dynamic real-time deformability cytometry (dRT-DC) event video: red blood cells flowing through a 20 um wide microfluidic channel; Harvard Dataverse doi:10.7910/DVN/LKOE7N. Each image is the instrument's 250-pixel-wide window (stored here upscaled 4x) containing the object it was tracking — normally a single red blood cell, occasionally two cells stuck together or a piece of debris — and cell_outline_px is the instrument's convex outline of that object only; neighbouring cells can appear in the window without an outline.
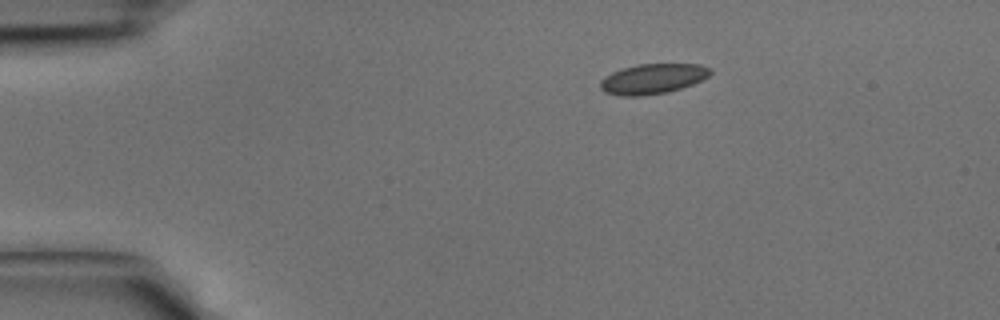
{"species": "common noctule bat (a hibernating species)", "species_latin": "Nyctalus noctula", "temperature_condition": "cold", "stored_images_in_passage": 35, "camera_frame_rate_fps": 3000, "um_per_image_px": 0.085, "animal": {"sex": "male", "body_mass_g": 15.6}, "frame": {"image": 1, "passage_image": 1, "time_ms": 0.0, "image_size_px": [1000, 320], "cell_outline_px": [[712, 72], [708, 76], [692, 84], [668, 92], [640, 96], [620, 96], [604, 92], [600, 88], [600, 80], [604, 76], [612, 72], [636, 64], [700, 64], [712, 68]], "centroid_in_image_um": [55.46, 6.7], "position_along_channel_um": 29.5, "area_um2": 19.36}}
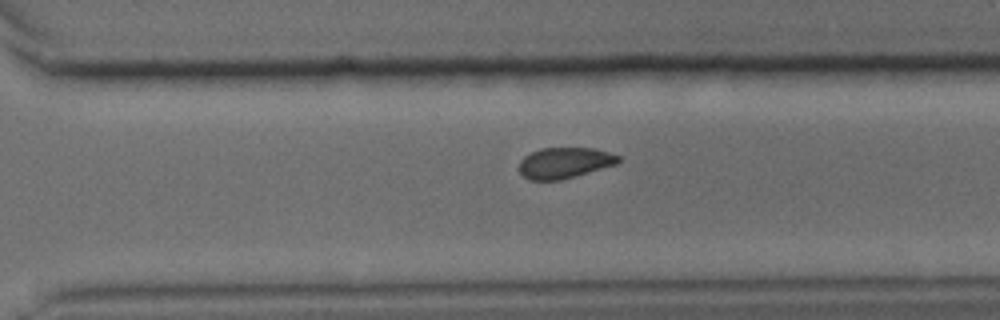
{"frame": {"image": 2, "passage_image": 23, "time_ms": 7.333, "image_size_px": [1000, 320], "cell_outline_px": [[620, 160], [616, 164], [560, 180], [528, 180], [520, 172], [520, 160], [524, 156], [540, 148], [592, 148], [608, 152], [620, 156]], "centroid_in_image_um": [47.96, 13.83], "position_along_channel_um": 322.6, "area_um2": 17.63}}
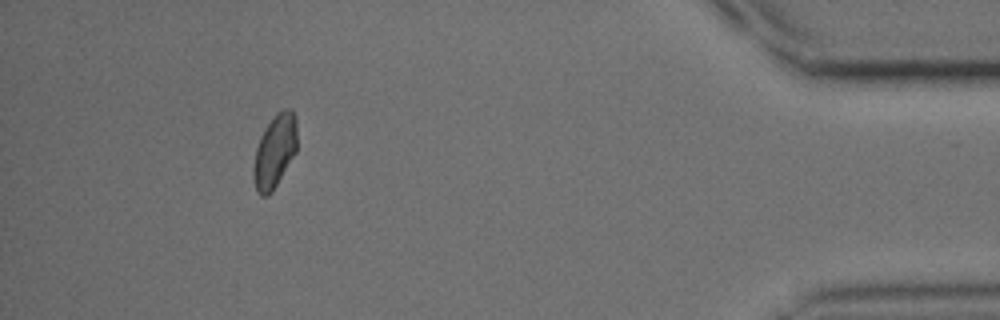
{"frame": {"image": 3, "passage_image": 32, "time_ms": 10.333, "image_size_px": [1000, 320], "cell_outline_px": [[296, 152], [272, 192], [268, 196], [260, 196], [256, 192], [252, 176], [252, 168], [256, 148], [260, 136], [276, 112], [284, 108], [292, 108], [296, 120]], "centroid_in_image_um": [23.33, 12.87], "position_along_channel_um": 411.9, "area_um2": 18.79}}